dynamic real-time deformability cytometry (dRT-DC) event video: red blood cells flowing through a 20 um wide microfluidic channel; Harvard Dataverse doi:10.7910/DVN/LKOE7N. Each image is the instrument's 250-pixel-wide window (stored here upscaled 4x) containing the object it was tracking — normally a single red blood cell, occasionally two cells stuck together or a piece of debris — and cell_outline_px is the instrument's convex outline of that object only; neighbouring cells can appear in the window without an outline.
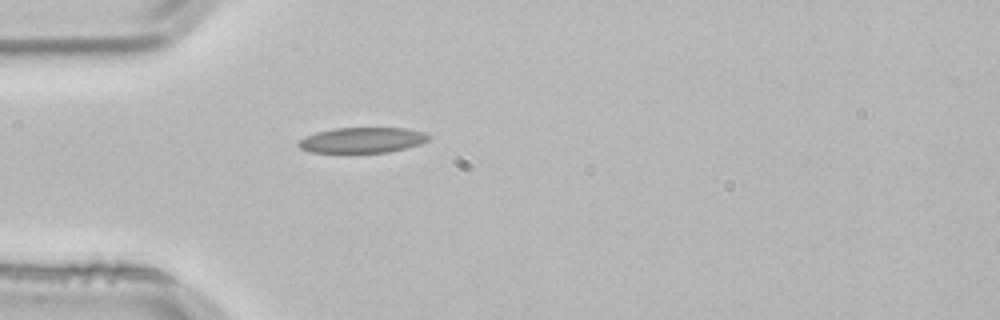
{"species": "common noctule bat (a hibernating species)", "species_latin": "Nyctalus noctula", "temperature_condition": "room temperature", "stored_images_in_passage": 1, "camera_frame_rate_fps": 3000, "um_per_image_px": 0.085, "animal": {"sex": "male", "body_mass_g": 21.5, "forearm_length_mm": 52.0}, "frame": {"image": 1, "passage_image": 1, "time_ms": 0.0, "image_size_px": [1000, 320], "cell_outline_px": [[432, 136], [428, 140], [420, 144], [388, 152], [312, 152], [300, 148], [296, 144], [304, 136], [316, 132], [332, 128], [408, 128], [424, 132]], "centroid_in_image_um": [30.79, 11.89], "position_along_channel_um": 54.2, "area_um2": 19.31}}